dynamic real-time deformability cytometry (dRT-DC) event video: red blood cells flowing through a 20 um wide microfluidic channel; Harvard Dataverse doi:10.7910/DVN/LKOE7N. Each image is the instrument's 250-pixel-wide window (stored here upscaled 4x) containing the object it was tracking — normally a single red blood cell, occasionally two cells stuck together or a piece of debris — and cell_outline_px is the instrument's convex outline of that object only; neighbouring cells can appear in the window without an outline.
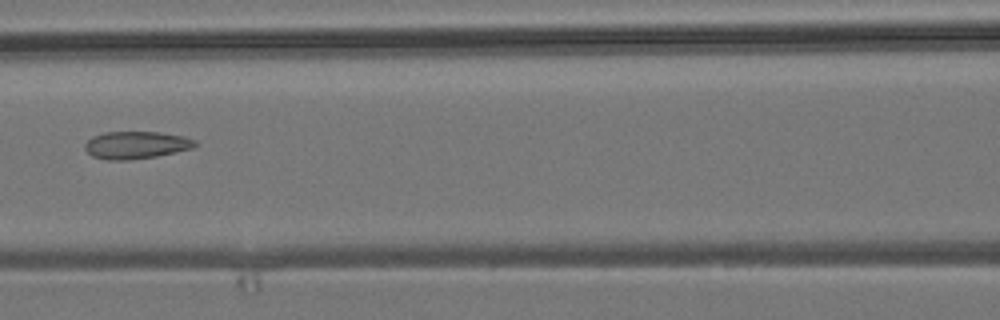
{"species": "common noctule bat (a hibernating species)", "species_latin": "Nyctalus noctula", "temperature_condition": "room temperature", "stored_images_in_passage": 7, "camera_frame_rate_fps": 3000, "um_per_image_px": 0.085, "animal": {"sex": "male", "body_mass_g": 19.2, "forearm_length_mm": 51.8}, "frame": {"image": 1, "passage_image": 6, "time_ms": 6.667, "image_size_px": [1000, 320], "cell_outline_px": [[196, 144], [192, 148], [156, 156], [128, 160], [108, 160], [92, 156], [84, 148], [84, 144], [92, 136], [104, 132], [160, 132], [184, 136], [196, 140]], "centroid_in_image_um": [11.54, 12.32], "position_along_channel_um": 155.1, "area_um2": 17.57}}
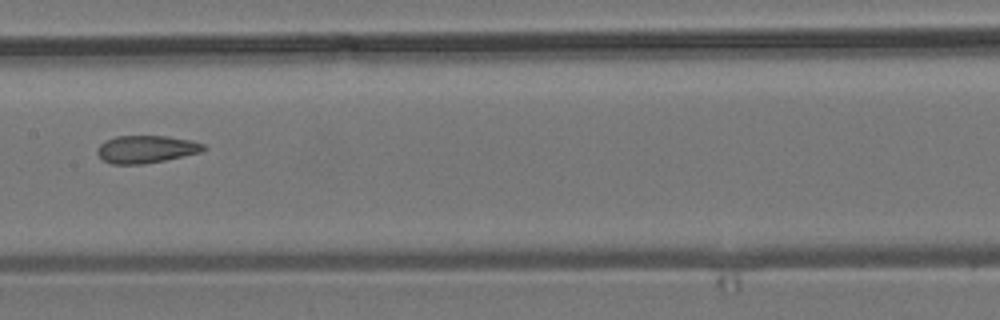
{"frame": {"image": 2, "passage_image": 7, "time_ms": 7.667, "image_size_px": [1000, 320], "cell_outline_px": [[208, 148], [200, 152], [164, 160], [144, 164], [112, 164], [104, 160], [96, 152], [96, 148], [100, 144], [116, 136], [168, 136], [192, 140], [204, 144]], "centroid_in_image_um": [12.44, 12.68], "position_along_channel_um": 195.0, "area_um2": 16.99}}